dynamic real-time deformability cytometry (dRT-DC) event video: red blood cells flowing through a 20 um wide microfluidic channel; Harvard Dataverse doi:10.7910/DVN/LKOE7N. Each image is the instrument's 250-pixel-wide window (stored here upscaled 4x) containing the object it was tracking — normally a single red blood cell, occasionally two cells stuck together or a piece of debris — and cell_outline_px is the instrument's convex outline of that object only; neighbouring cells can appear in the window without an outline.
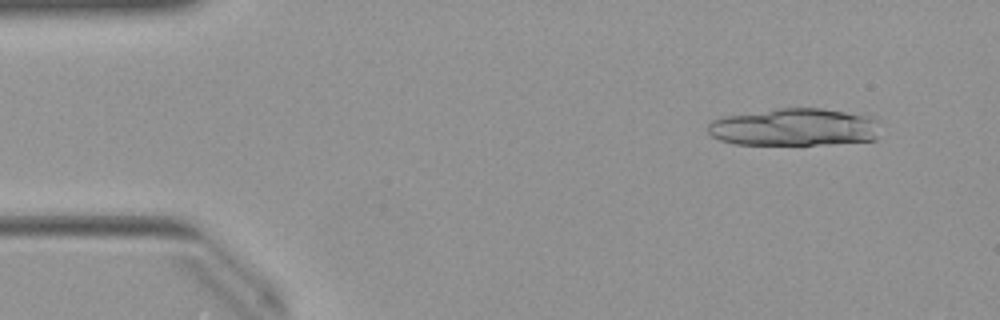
{"species": "Egyptian fruit bat (a non-hibernating species)", "species_latin": "Rousettus aegyptiacus", "temperature_condition": "warm", "stored_images_in_passage": 11, "camera_frame_rate_fps": 3000, "um_per_image_px": 0.085, "animal": {"sex": "female"}, "frame": {"image": 1, "passage_image": 4, "time_ms": 1.0, "image_size_px": [1000, 320], "cell_outline_px": [[880, 120], [876, 140], [828, 144], [736, 144], [720, 140], [712, 136], [708, 132], [708, 124], [712, 120], [724, 116], [776, 108], [820, 108], [868, 116]], "centroid_in_image_um": [67.53, 10.81], "position_along_channel_um": 17.5, "area_um2": 37.74}}